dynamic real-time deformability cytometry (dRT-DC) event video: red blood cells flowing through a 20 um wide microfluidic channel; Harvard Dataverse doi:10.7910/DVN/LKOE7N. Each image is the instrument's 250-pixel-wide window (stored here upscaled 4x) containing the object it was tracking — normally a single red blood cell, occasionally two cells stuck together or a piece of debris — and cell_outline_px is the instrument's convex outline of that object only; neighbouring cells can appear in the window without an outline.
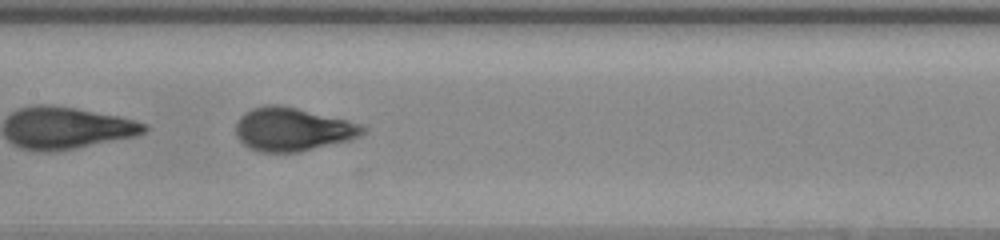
{"species": "human", "species_latin": "Homo sapiens", "temperature_condition": "warm", "stored_images_in_passage": 23, "camera_frame_rate_fps": 3000, "um_per_image_px": 0.085, "donor": {"sex": "female"}, "frame": {"image": 1, "passage_image": 14, "time_ms": 4.333, "image_size_px": [1000, 240], "cell_outline_px": [[368, 128], [360, 136], [348, 140], [300, 152], [260, 152], [248, 148], [236, 136], [236, 124], [240, 116], [244, 112], [252, 108], [264, 104], [276, 104], [296, 108], [348, 120], [360, 124]], "centroid_in_image_um": [24.84, 10.99], "position_along_channel_um": 182.6, "area_um2": 32.14}}
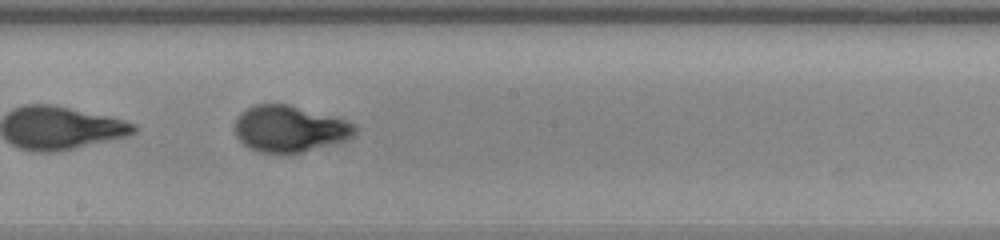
{"frame": {"image": 2, "passage_image": 17, "time_ms": 5.333, "image_size_px": [1000, 240], "cell_outline_px": [[360, 128], [352, 136], [304, 152], [260, 152], [248, 148], [236, 136], [236, 120], [240, 112], [252, 104], [288, 104], [356, 124]], "centroid_in_image_um": [24.56, 10.93], "position_along_channel_um": 223.6, "area_um2": 31.79}}